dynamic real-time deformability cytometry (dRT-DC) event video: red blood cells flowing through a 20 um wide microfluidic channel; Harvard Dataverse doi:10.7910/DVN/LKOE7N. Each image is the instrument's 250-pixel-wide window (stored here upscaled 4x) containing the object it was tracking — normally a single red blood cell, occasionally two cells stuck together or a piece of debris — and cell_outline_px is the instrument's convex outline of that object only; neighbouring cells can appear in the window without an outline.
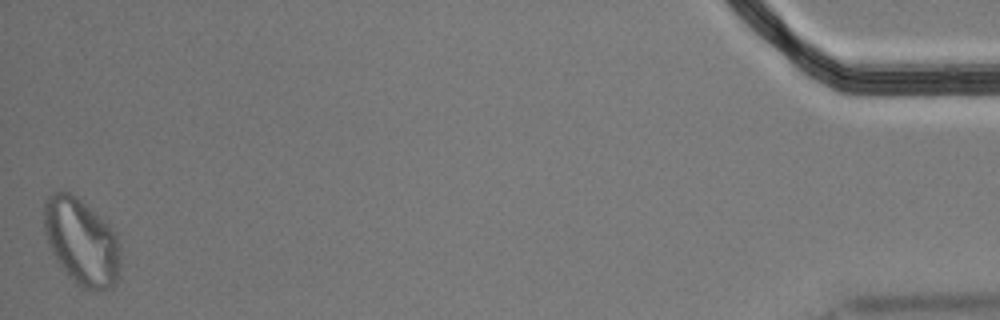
{"species": "Egyptian fruit bat (a non-hibernating species)", "species_latin": "Rousettus aegyptiacus", "temperature_condition": "cold", "stored_images_in_passage": 57, "segment_of_instrument_passage": [2, 2], "camera_frame_rate_fps": 3000, "um_per_image_px": 0.085, "animal": {"sex": "male"}, "frame": {"image": 1, "passage_image": 57, "time_ms": 18.667, "image_size_px": [1000, 320], "cell_outline_px": [[120, 268], [116, 280], [108, 288], [84, 288], [76, 284], [56, 260], [48, 244], [44, 232], [44, 204], [48, 196], [52, 192], [68, 192], [76, 196], [104, 220], [112, 228], [120, 244]], "centroid_in_image_um": [6.91, 20.51], "position_along_channel_um": 428.3, "area_um2": 38.09}}